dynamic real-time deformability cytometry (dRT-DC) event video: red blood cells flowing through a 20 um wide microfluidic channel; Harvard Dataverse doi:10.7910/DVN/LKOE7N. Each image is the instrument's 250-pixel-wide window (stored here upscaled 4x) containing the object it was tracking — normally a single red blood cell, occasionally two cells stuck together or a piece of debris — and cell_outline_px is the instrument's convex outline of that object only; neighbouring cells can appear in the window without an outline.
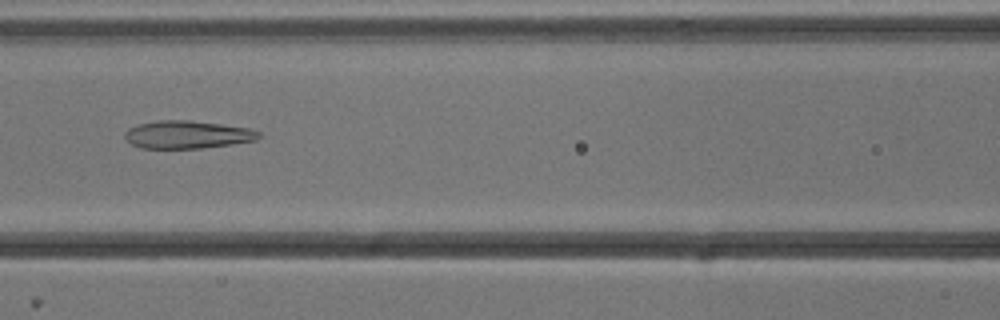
{"species": "common noctule bat (a hibernating species)", "species_latin": "Nyctalus noctula", "temperature_condition": "cold", "stored_images_in_passage": 53, "camera_frame_rate_fps": 3000, "um_per_image_px": 0.085, "animal": {"sex": "male", "body_mass_g": 13.3}, "frame": {"image": 1, "passage_image": 23, "time_ms": 7.333, "image_size_px": [1000, 320], "cell_outline_px": [[260, 136], [256, 140], [232, 144], [200, 148], [140, 148], [124, 140], [124, 132], [128, 128], [140, 124], [156, 120], [192, 120], [248, 128], [260, 132]], "centroid_in_image_um": [15.88, 11.44], "position_along_channel_um": 150.7, "area_um2": 21.73}}
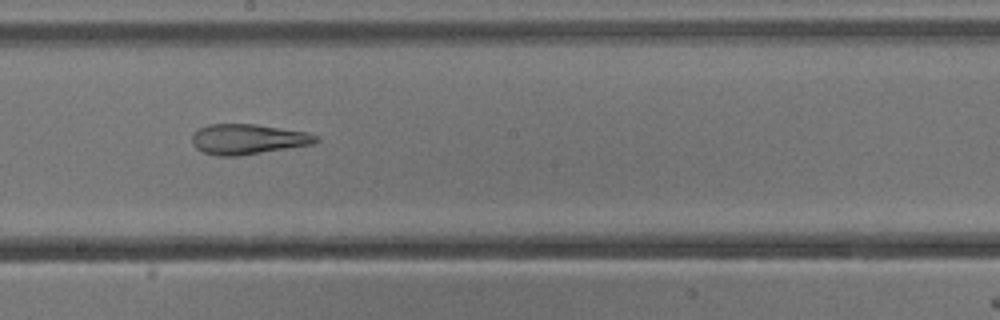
{"frame": {"image": 2, "passage_image": 29, "time_ms": 9.333, "image_size_px": [1000, 320], "cell_outline_px": [[320, 140], [316, 144], [236, 156], [216, 156], [204, 152], [196, 148], [192, 144], [192, 136], [200, 128], [208, 124], [256, 124], [308, 132], [320, 136]], "centroid_in_image_um": [21.13, 11.83], "position_along_channel_um": 227.1, "area_um2": 21.96}}
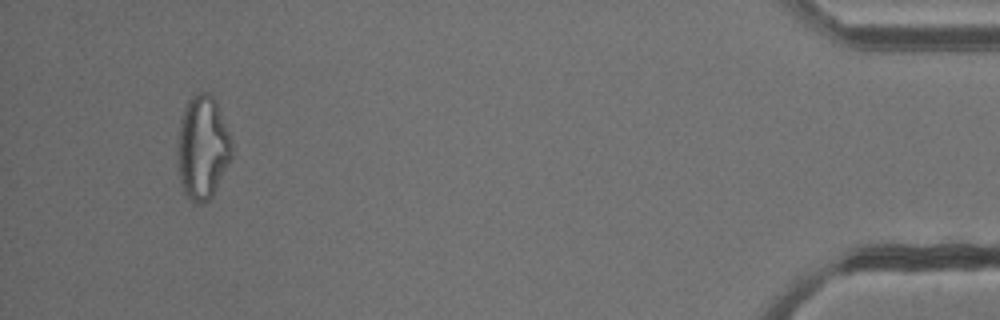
{"frame": {"image": 3, "passage_image": 50, "time_ms": 16.333, "image_size_px": [1000, 320], "cell_outline_px": [[232, 156], [212, 196], [204, 204], [196, 204], [184, 192], [180, 184], [176, 164], [176, 152], [180, 120], [184, 108], [188, 100], [196, 92], [208, 92], [216, 100], [232, 140]], "centroid_in_image_um": [17.19, 12.54], "position_along_channel_um": 418.0, "area_um2": 33.23}, "authors_computed_cell_mechanics": {"area_um2": 28.5532, "velocity_mm_per_s": 3.818, "shape_relaxation_time_tau1_ms": null, "shape_relaxation_time_tau2_ms": 3.1576, "deformation_change_tau1": null, "deformation_change_tau2": 0.1214}}